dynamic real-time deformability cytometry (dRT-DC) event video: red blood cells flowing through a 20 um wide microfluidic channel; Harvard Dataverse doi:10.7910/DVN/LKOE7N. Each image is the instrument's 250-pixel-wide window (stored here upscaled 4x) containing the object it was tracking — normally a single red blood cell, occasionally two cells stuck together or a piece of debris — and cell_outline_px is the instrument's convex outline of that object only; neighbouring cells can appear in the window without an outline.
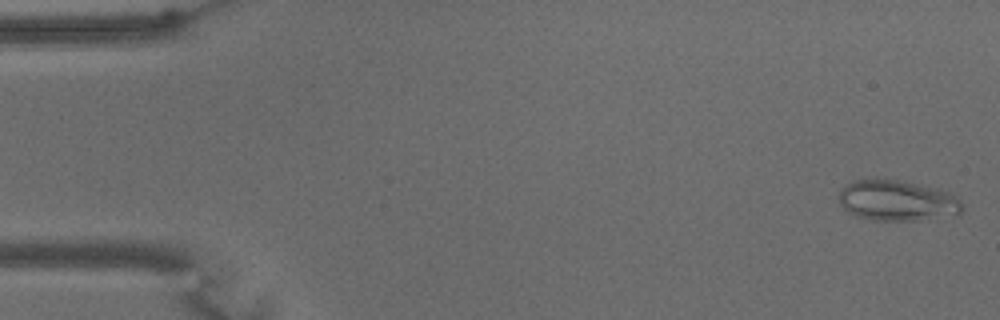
{"species": "common noctule bat (a hibernating species)", "species_latin": "Nyctalus noctula", "temperature_condition": "warm", "stored_images_in_passage": 69, "camera_frame_rate_fps": 3000, "um_per_image_px": 0.085, "animal": {"sex": "male", "body_mass_g": 15.6}, "frame": {"image": 1, "passage_image": 2, "time_ms": 0.333, "image_size_px": [1000, 320], "cell_outline_px": [[964, 208], [960, 216], [916, 220], [872, 220], [856, 216], [848, 212], [840, 204], [840, 192], [844, 184], [852, 180], [896, 180], [940, 188], [956, 196], [964, 204]], "centroid_in_image_um": [76.34, 17.07], "position_along_channel_um": 8.7, "area_um2": 29.54}}
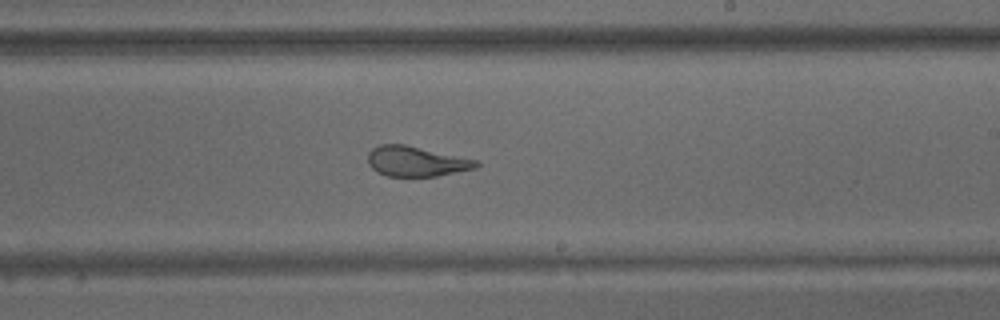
{"frame": {"image": 2, "passage_image": 41, "time_ms": 13.333, "image_size_px": [1000, 320], "cell_outline_px": [[480, 164], [476, 168], [436, 176], [388, 176], [372, 168], [368, 164], [368, 152], [372, 148], [380, 144], [404, 144], [480, 160]], "centroid_in_image_um": [35.4, 13.7], "position_along_channel_um": 253.6, "area_um2": 19.02}}
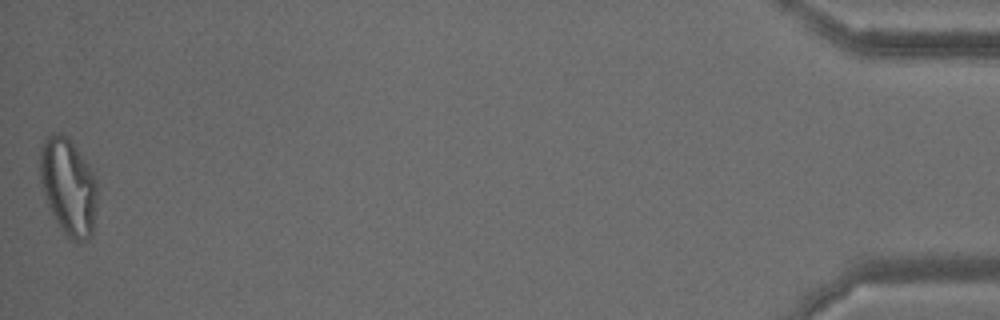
{"frame": {"image": 3, "passage_image": 69, "time_ms": 22.667, "image_size_px": [1000, 320], "cell_outline_px": [[96, 208], [92, 236], [88, 240], [80, 244], [64, 236], [48, 208], [40, 180], [40, 144], [52, 132], [60, 132], [68, 136], [88, 164], [96, 180]], "centroid_in_image_um": [5.8, 15.9], "position_along_channel_um": 429.4, "area_um2": 32.95}, "authors_computed_cell_mechanics": {"area_um2": 24.0448, "velocity_mm_per_s": 2.9084, "shape_relaxation_time_tau1_ms": null, "shape_relaxation_time_tau2_ms": 1.5355, "deformation_change_tau1": null, "deformation_change_tau2": 0.083}}